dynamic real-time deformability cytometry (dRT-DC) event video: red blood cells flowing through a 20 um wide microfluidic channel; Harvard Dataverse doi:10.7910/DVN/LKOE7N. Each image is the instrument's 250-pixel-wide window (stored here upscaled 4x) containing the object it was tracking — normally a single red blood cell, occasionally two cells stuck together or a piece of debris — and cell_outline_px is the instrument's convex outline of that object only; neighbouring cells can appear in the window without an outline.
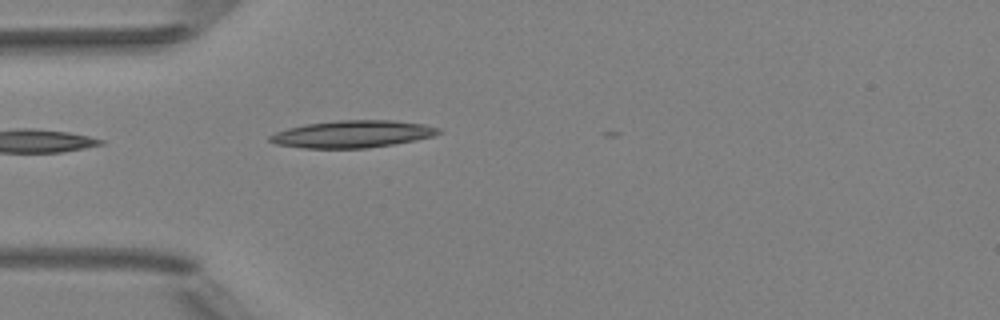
{"species": "Egyptian fruit bat (a non-hibernating species)", "species_latin": "Rousettus aegyptiacus", "temperature_condition": "room temperature", "stored_images_in_passage": 4, "camera_frame_rate_fps": 3000, "um_per_image_px": 0.085, "animal": {"sex": "female"}, "frame": {"image": 1, "passage_image": 4, "time_ms": 3.667, "image_size_px": [1000, 320], "cell_outline_px": [[440, 132], [432, 136], [416, 140], [368, 148], [304, 148], [276, 144], [268, 140], [268, 136], [276, 132], [288, 128], [304, 124], [340, 120], [392, 120], [424, 124], [440, 128]], "centroid_in_image_um": [29.94, 11.39], "position_along_channel_um": 55.1, "area_um2": 26.65}}